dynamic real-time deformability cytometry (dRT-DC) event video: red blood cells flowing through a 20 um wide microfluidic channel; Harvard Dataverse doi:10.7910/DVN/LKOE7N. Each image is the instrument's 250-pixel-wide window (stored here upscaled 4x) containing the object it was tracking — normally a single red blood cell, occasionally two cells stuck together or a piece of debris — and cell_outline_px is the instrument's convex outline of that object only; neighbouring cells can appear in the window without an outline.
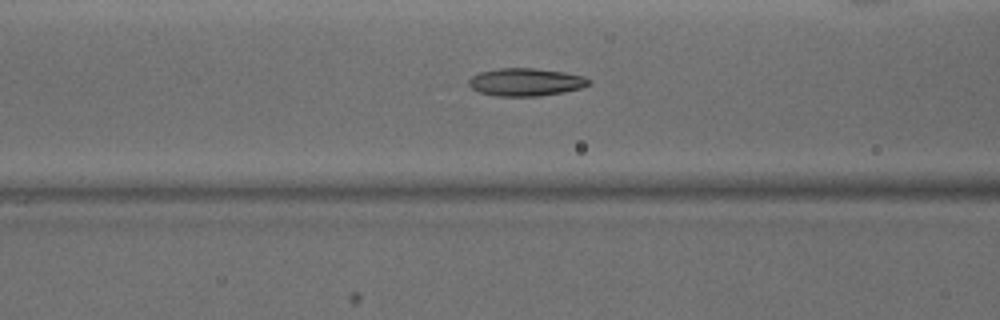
{"species": "common noctule bat (a hibernating species)", "species_latin": "Nyctalus noctula", "temperature_condition": "warm", "stored_images_in_passage": 44, "camera_frame_rate_fps": 3000, "um_per_image_px": 0.085, "animal": {"sex": "male", "body_mass_g": 15.6}, "frame": {"image": 1, "passage_image": 15, "time_ms": 4.667, "image_size_px": [1000, 320], "cell_outline_px": [[592, 84], [580, 88], [560, 92], [536, 96], [496, 96], [480, 92], [472, 88], [468, 84], [468, 80], [472, 76], [480, 72], [500, 68], [536, 68], [564, 72], [584, 76], [592, 80]], "centroid_in_image_um": [44.7, 6.97], "position_along_channel_um": 121.9, "area_um2": 19.36}}
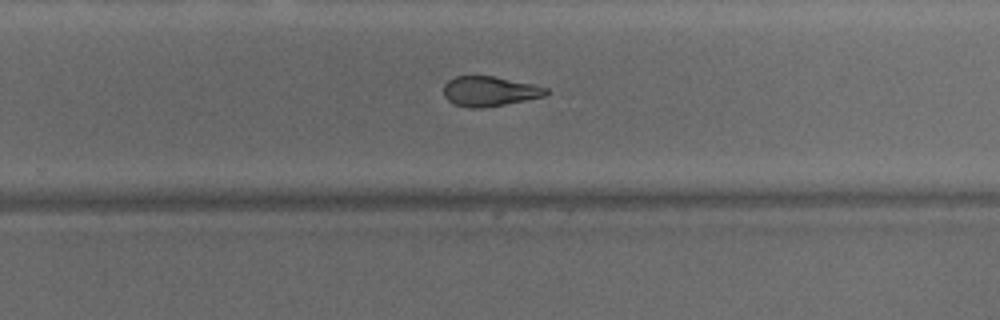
{"frame": {"image": 2, "passage_image": 27, "time_ms": 8.667, "image_size_px": [1000, 320], "cell_outline_px": [[548, 92], [544, 96], [504, 104], [480, 108], [468, 108], [452, 104], [444, 96], [444, 84], [448, 80], [456, 76], [492, 76], [532, 84], [548, 88]], "centroid_in_image_um": [41.56, 7.76], "position_along_channel_um": 288.2, "area_um2": 17.69}}
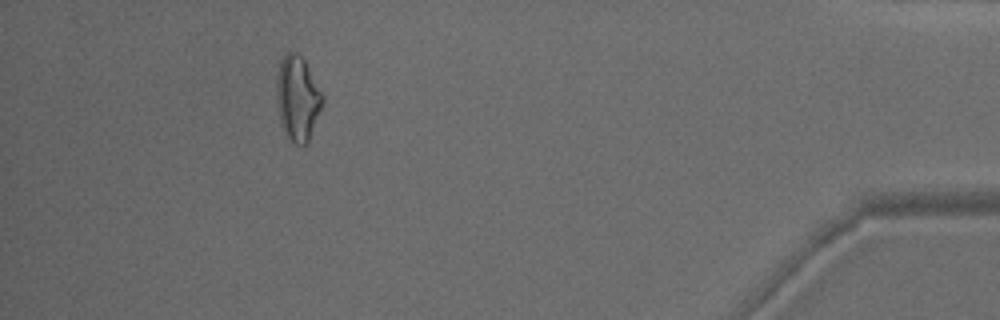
{"frame": {"image": 3, "passage_image": 40, "time_ms": 13.0, "image_size_px": [1000, 320], "cell_outline_px": [[324, 100], [308, 140], [304, 144], [296, 144], [284, 136], [280, 124], [276, 92], [276, 80], [280, 60], [288, 48], [296, 52], [304, 60], [324, 96]], "centroid_in_image_um": [25.26, 8.32], "position_along_channel_um": 409.9, "area_um2": 22.77}, "authors_computed_cell_mechanics": {"area_um2": 19.2763, "velocity_mm_per_s": 4.1546, "shape_relaxation_time_tau1_ms": 9.6691, "shape_relaxation_time_tau2_ms": 2.4906, "deformation_change_tau1": 0.2496, "deformation_change_tau2": 0.1124}}